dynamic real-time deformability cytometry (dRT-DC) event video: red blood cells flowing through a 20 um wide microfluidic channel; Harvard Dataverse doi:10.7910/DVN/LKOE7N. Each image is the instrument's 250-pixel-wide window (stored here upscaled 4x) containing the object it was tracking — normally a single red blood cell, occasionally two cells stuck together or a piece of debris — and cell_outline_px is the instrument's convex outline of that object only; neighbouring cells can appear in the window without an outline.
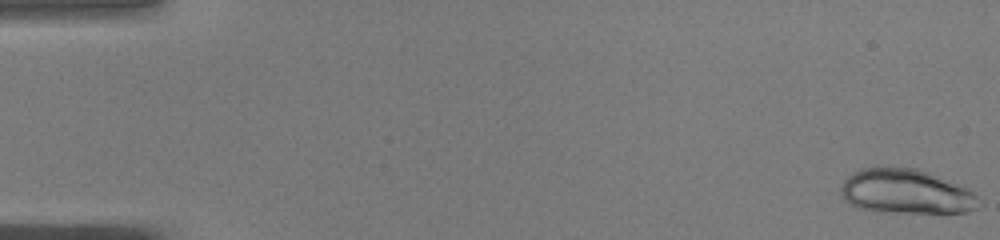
{"species": "common noctule bat (a hibernating species)", "species_latin": "Nyctalus noctula", "temperature_condition": "warm", "stored_images_in_passage": 52, "camera_frame_rate_fps": 3000, "um_per_image_px": 0.085, "animal": {"sex": "male", "body_mass_g": 19.0, "forearm_length_mm": 50.8}, "frame": {"image": 1, "passage_image": 1, "time_ms": 0.0, "image_size_px": [1000, 240], "cell_outline_px": [[976, 208], [968, 212], [880, 212], [856, 208], [848, 204], [844, 200], [840, 192], [840, 188], [844, 180], [852, 172], [860, 168], [916, 168], [928, 172], [964, 188], [972, 192], [976, 196]], "centroid_in_image_um": [76.89, 16.3], "position_along_channel_um": 8.1, "area_um2": 35.32}}